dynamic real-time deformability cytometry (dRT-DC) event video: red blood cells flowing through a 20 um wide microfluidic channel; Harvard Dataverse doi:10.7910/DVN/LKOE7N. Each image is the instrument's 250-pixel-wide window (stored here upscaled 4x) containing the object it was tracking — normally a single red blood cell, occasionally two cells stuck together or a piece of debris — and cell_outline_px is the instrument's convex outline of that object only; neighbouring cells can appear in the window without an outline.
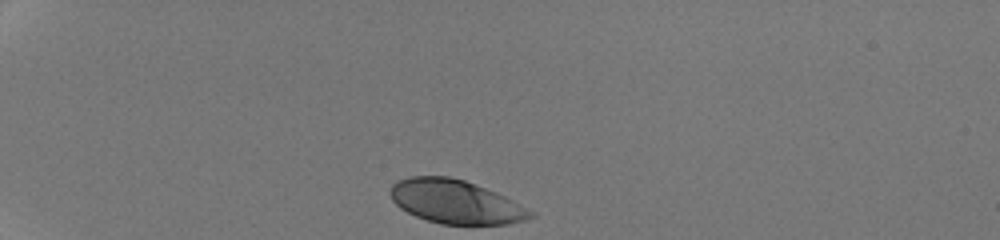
{"species": "human", "species_latin": "Homo sapiens", "temperature_condition": "room temperature", "stored_images_in_passage": 31, "camera_frame_rate_fps": 3000, "um_per_image_px": 0.085, "donor": {"sex": "male"}, "frame": {"image": 1, "passage_image": 1, "time_ms": 0.0, "image_size_px": [1000, 240], "cell_outline_px": [[536, 216], [524, 220], [508, 224], [440, 224], [416, 216], [400, 208], [392, 200], [388, 192], [392, 184], [396, 180], [408, 176], [448, 176], [464, 180], [476, 184], [496, 192], [536, 212]], "centroid_in_image_um": [38.71, 17.14], "position_along_channel_um": 46.3, "area_um2": 35.84}}
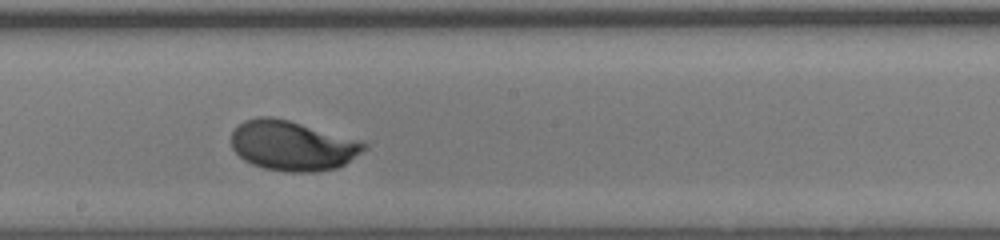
{"frame": {"image": 2, "passage_image": 18, "time_ms": 5.667, "image_size_px": [1000, 240], "cell_outline_px": [[368, 148], [344, 164], [336, 168], [316, 172], [284, 172], [264, 168], [252, 164], [244, 160], [232, 148], [232, 132], [244, 120], [260, 116], [272, 116], [288, 120], [364, 140], [368, 144]], "centroid_in_image_um": [24.9, 12.38], "position_along_channel_um": 223.3, "area_um2": 38.9}}
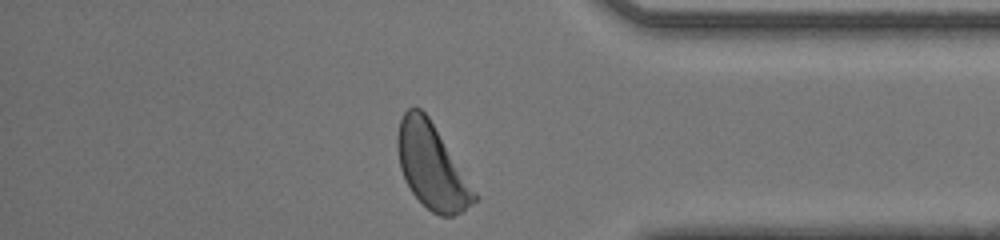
{"frame": {"image": 3, "passage_image": 31, "time_ms": 10.0, "image_size_px": [1000, 240], "cell_outline_px": [[480, 200], [464, 212], [452, 216], [440, 216], [432, 212], [412, 192], [400, 168], [396, 148], [396, 136], [400, 120], [404, 112], [408, 108], [420, 108], [428, 116], [480, 196]], "centroid_in_image_um": [36.74, 14.16], "position_along_channel_um": 398.5, "area_um2": 38.15}, "authors_computed_cell_mechanics": {"area_um2": 37.6278, "velocity_mm_per_s": 4.2421, "shape_relaxation_time_tau1_ms": 2.2446, "shape_relaxation_time_tau2_ms": null, "deformation_change_tau1": 0.1563, "deformation_change_tau2": null}}